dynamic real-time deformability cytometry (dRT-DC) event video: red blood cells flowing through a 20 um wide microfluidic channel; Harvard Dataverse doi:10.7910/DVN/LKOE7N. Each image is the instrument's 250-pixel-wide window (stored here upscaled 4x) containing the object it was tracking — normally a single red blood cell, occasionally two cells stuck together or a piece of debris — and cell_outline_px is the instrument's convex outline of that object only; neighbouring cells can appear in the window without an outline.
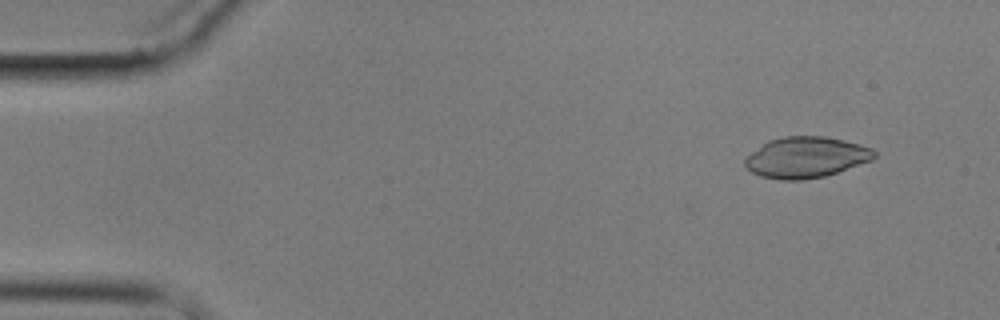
{"species": "common noctule bat (a hibernating species)", "species_latin": "Nyctalus noctula", "temperature_condition": "cold", "stored_images_in_passage": 5, "camera_frame_rate_fps": 3000, "um_per_image_px": 0.085, "animal": {"sex": "male", "body_mass_g": 17.9}, "frame": {"image": 1, "passage_image": 2, "time_ms": 1.333, "image_size_px": [1000, 320], "cell_outline_px": [[876, 156], [872, 160], [824, 176], [800, 180], [780, 180], [760, 176], [744, 168], [744, 160], [752, 152], [768, 140], [784, 136], [824, 136], [844, 140], [860, 144], [872, 148], [876, 152]], "centroid_in_image_um": [68.5, 13.37], "position_along_channel_um": 16.5, "area_um2": 30.81}}